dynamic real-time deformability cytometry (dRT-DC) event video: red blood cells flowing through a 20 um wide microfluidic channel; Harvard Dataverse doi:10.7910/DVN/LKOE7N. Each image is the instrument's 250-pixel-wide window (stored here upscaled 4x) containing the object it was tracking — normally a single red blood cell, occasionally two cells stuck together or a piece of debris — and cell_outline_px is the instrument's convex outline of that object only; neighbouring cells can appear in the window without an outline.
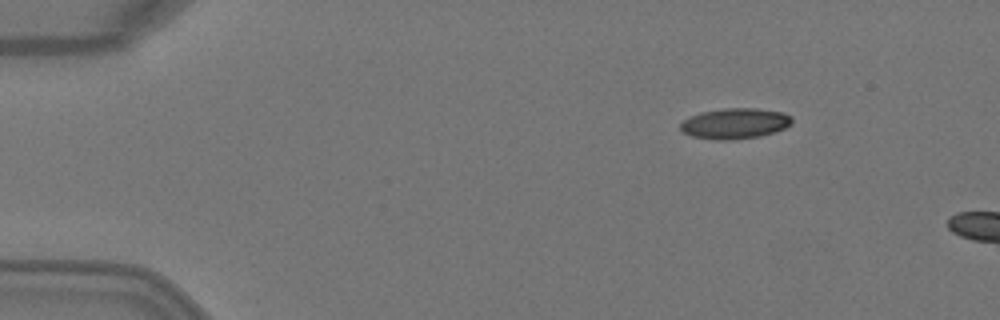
{"species": "Egyptian fruit bat (a non-hibernating species)", "species_latin": "Rousettus aegyptiacus", "temperature_condition": "warm", "stored_images_in_passage": 2, "camera_frame_rate_fps": 3000, "um_per_image_px": 0.085, "animal": {"sex": "female"}, "frame": {"image": 1, "passage_image": 1, "time_ms": 0.0, "image_size_px": [1000, 320], "cell_outline_px": [[792, 124], [776, 132], [760, 136], [732, 140], [716, 140], [692, 136], [684, 132], [680, 128], [680, 124], [684, 120], [700, 112], [728, 108], [756, 108], [784, 112], [792, 116]], "centroid_in_image_um": [62.51, 10.5], "position_along_channel_um": 22.5, "area_um2": 19.94}}